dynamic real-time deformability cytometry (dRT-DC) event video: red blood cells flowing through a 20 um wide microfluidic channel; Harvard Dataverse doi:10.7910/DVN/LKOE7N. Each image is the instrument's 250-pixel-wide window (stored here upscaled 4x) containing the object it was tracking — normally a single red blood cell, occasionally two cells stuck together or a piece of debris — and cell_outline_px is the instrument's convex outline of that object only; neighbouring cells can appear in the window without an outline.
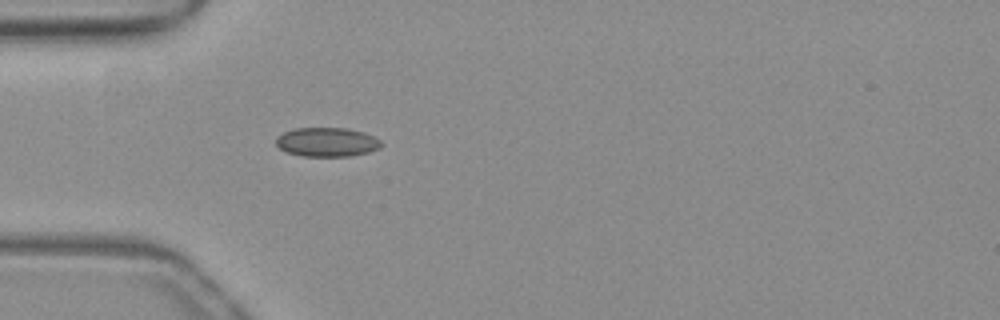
{"species": "common noctule bat (a hibernating species)", "species_latin": "Nyctalus noctula", "temperature_condition": "warm", "stored_images_in_passage": 18, "camera_frame_rate_fps": 3000, "um_per_image_px": 0.085, "animal": {"sex": "female", "body_mass_g": 19.3, "forearm_length_mm": 54.1}, "frame": {"image": 1, "passage_image": 1, "time_ms": 0.0, "image_size_px": [1000, 320], "cell_outline_px": [[384, 144], [380, 148], [368, 152], [352, 156], [300, 156], [284, 152], [276, 144], [276, 136], [284, 132], [296, 128], [348, 128], [364, 132], [380, 140]], "centroid_in_image_um": [27.79, 12.08], "position_along_channel_um": 57.2, "area_um2": 18.03}}
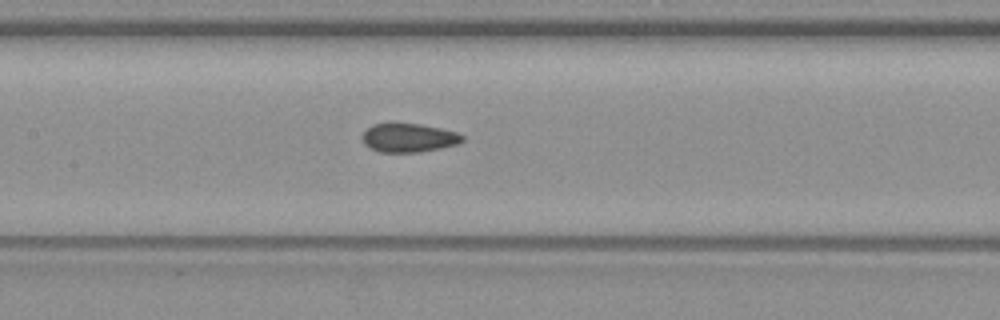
{"frame": {"image": 2, "passage_image": 10, "time_ms": 3.0, "image_size_px": [1000, 320], "cell_outline_px": [[464, 140], [456, 144], [440, 148], [420, 152], [380, 152], [364, 144], [364, 132], [372, 124], [388, 120], [392, 120], [420, 124], [440, 128], [456, 132], [464, 136]], "centroid_in_image_um": [34.71, 11.66], "position_along_channel_um": 172.7, "area_um2": 17.17}}
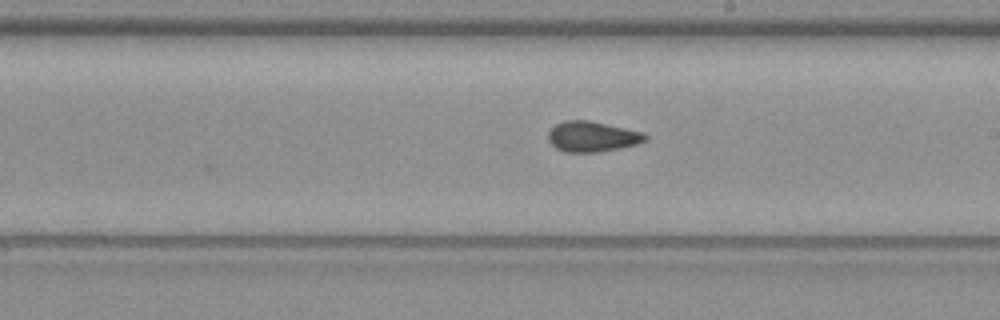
{"frame": {"image": 3, "passage_image": 15, "time_ms": 4.667, "image_size_px": [1000, 320], "cell_outline_px": [[648, 140], [636, 144], [620, 148], [596, 152], [564, 152], [556, 148], [548, 140], [548, 132], [556, 124], [564, 120], [588, 120], [644, 132], [648, 136]], "centroid_in_image_um": [50.34, 11.61], "position_along_channel_um": 238.7, "area_um2": 17.22}}